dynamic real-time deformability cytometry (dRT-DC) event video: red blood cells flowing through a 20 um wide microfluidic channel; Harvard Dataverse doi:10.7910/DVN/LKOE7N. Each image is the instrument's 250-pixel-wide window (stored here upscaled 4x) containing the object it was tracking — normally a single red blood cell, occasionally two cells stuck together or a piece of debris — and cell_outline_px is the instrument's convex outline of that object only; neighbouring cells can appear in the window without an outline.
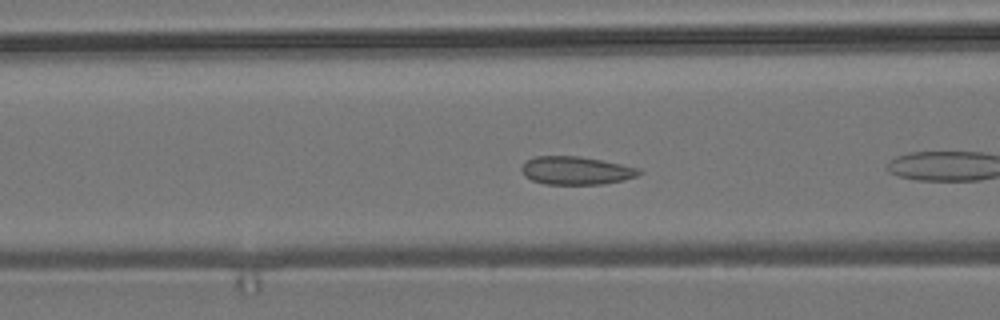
{"species": "common noctule bat (a hibernating species)", "species_latin": "Nyctalus noctula", "temperature_condition": "room temperature", "stored_images_in_passage": 17, "camera_frame_rate_fps": 3000, "um_per_image_px": 0.085, "animal": {"sex": "male", "body_mass_g": 19.2, "forearm_length_mm": 51.8}, "frame": {"image": 1, "passage_image": 6, "time_ms": 1.667, "image_size_px": [1000, 320], "cell_outline_px": [[644, 172], [636, 176], [624, 180], [604, 184], [544, 184], [532, 180], [524, 176], [520, 172], [520, 168], [524, 160], [532, 156], [580, 156], [640, 168]], "centroid_in_image_um": [48.91, 14.49], "position_along_channel_um": 117.7, "area_um2": 19.54}}